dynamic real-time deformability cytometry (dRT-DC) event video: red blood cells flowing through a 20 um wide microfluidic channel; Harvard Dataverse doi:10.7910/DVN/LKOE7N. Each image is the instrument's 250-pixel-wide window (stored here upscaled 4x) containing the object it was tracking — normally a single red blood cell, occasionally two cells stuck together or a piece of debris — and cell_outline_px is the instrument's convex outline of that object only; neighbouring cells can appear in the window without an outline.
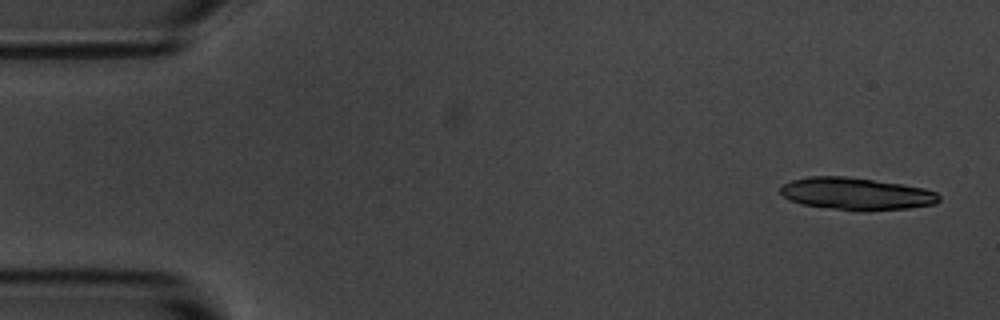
{"species": "common noctule bat (a hibernating species)", "species_latin": "Nyctalus noctula", "temperature_condition": "room temperature", "stored_images_in_passage": 5, "camera_frame_rate_fps": 3000, "um_per_image_px": 0.085, "animal": {"sex": "male", "body_mass_g": 20.1, "forearm_length_mm": 53.5}, "frame": {"image": 1, "passage_image": 1, "time_ms": 0.0, "image_size_px": [1000, 320], "cell_outline_px": [[940, 200], [936, 204], [908, 208], [860, 212], [800, 204], [788, 200], [780, 192], [780, 188], [784, 184], [792, 180], [808, 176], [844, 176], [900, 184], [924, 188], [936, 192], [940, 196]], "centroid_in_image_um": [72.78, 16.48], "position_along_channel_um": 12.2, "area_um2": 29.94}}